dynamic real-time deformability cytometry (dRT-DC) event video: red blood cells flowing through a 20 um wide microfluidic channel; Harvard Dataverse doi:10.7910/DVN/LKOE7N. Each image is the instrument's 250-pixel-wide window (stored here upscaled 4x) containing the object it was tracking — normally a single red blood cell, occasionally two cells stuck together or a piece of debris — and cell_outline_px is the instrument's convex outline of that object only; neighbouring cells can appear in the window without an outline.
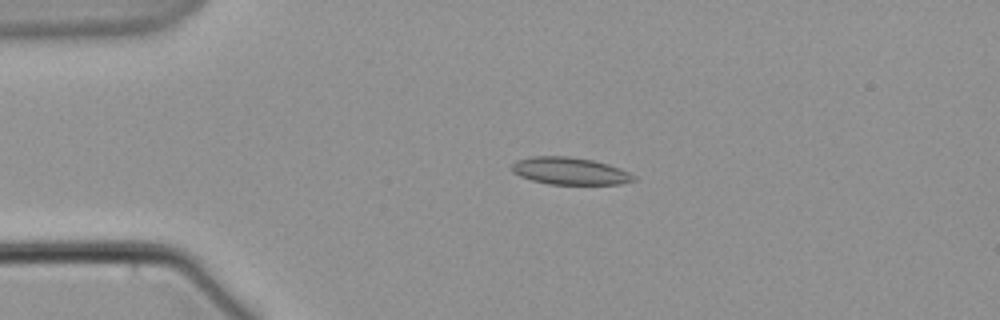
{"species": "common noctule bat (a hibernating species)", "species_latin": "Nyctalus noctula", "temperature_condition": "warm", "stored_images_in_passage": 9, "camera_frame_rate_fps": 3000, "um_per_image_px": 0.085, "animal": {"sex": "male", "body_mass_g": 21.5, "forearm_length_mm": 52.0}, "frame": {"image": 1, "passage_image": 3, "time_ms": 3.333, "image_size_px": [1000, 320], "cell_outline_px": [[636, 180], [620, 184], [548, 184], [532, 180], [520, 176], [512, 172], [512, 164], [516, 160], [532, 156], [568, 156], [592, 160], [608, 164], [620, 168], [636, 176]], "centroid_in_image_um": [48.43, 14.53], "position_along_channel_um": 36.6, "area_um2": 19.36}}
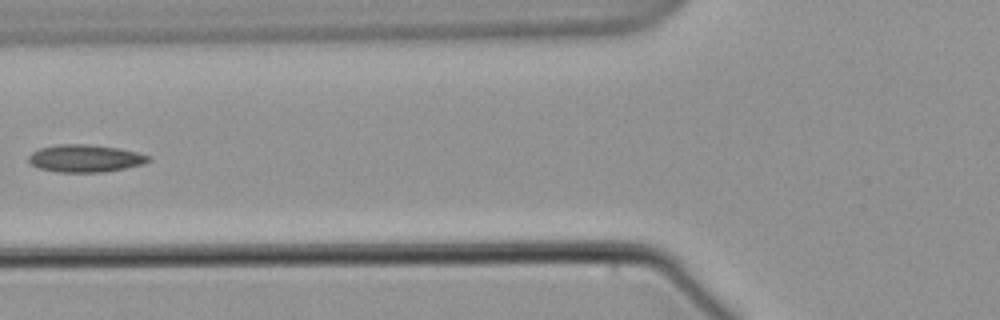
{"frame": {"image": 2, "passage_image": 6, "time_ms": 7.0, "image_size_px": [1000, 320], "cell_outline_px": [[152, 160], [144, 164], [104, 172], [60, 172], [40, 168], [32, 164], [28, 160], [28, 156], [32, 152], [40, 148], [56, 144], [88, 144], [116, 148], [136, 152], [152, 156]], "centroid_in_image_um": [7.26, 13.46], "position_along_channel_um": 118.5, "area_um2": 19.13}}